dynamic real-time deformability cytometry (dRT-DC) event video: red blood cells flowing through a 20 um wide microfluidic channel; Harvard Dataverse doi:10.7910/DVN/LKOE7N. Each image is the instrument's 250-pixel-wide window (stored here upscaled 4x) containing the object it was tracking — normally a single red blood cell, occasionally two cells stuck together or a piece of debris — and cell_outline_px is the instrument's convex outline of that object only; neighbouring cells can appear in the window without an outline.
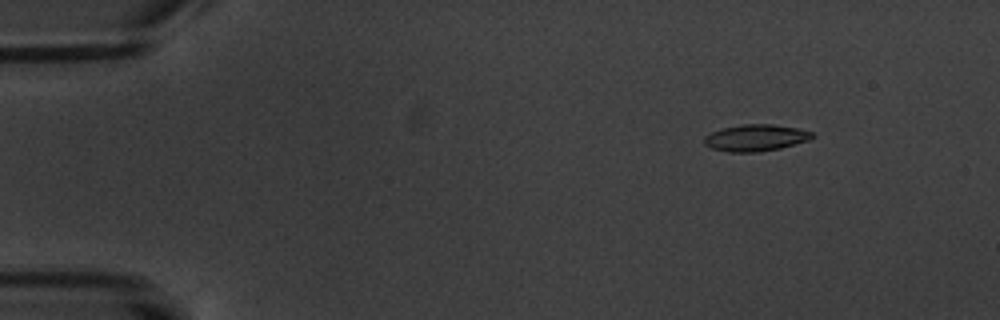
{"species": "common noctule bat (a hibernating species)", "species_latin": "Nyctalus noctula", "temperature_condition": "warm", "stored_images_in_passage": 5, "camera_frame_rate_fps": 3000, "um_per_image_px": 0.085, "animal": {"sex": "male", "body_mass_g": 20.1, "forearm_length_mm": 53.5}, "frame": {"image": 1, "passage_image": 2, "time_ms": 1.333, "image_size_px": [1000, 320], "cell_outline_px": [[816, 136], [808, 140], [780, 148], [756, 152], [728, 152], [712, 148], [704, 144], [704, 136], [720, 128], [744, 124], [772, 124], [796, 128], [812, 132]], "centroid_in_image_um": [64.21, 11.71], "position_along_channel_um": 20.8, "area_um2": 16.7}}
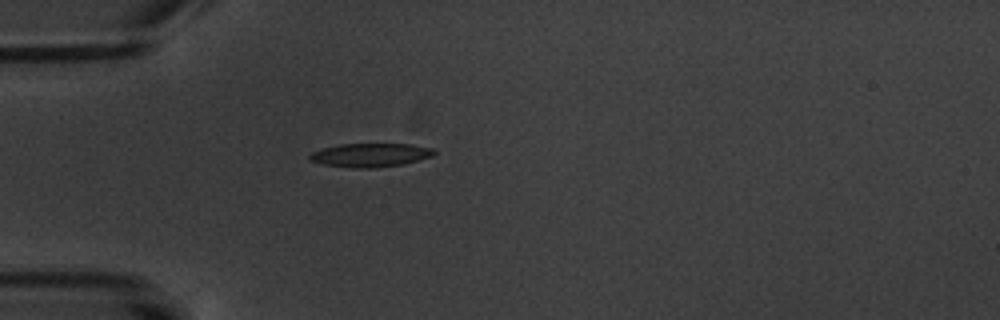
{"frame": {"image": 2, "passage_image": 5, "time_ms": 4.667, "image_size_px": [1000, 320], "cell_outline_px": [[436, 152], [432, 156], [404, 164], [376, 168], [352, 168], [324, 164], [308, 160], [308, 156], [312, 152], [324, 148], [340, 144], [412, 144], [432, 148]], "centroid_in_image_um": [31.48, 13.18], "position_along_channel_um": 53.5, "area_um2": 17.17}}